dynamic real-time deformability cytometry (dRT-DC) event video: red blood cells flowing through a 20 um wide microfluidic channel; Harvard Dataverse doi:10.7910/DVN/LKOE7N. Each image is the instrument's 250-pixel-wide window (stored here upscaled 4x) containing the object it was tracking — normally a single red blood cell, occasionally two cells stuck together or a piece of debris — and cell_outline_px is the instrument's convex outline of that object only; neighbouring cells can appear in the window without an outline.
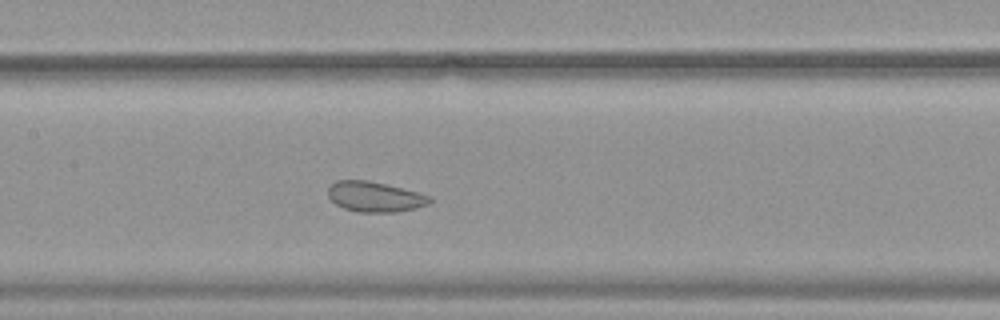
{"species": "common noctule bat (a hibernating species)", "species_latin": "Nyctalus noctula", "temperature_condition": "warm", "stored_images_in_passage": 48, "camera_frame_rate_fps": 3000, "um_per_image_px": 0.085, "animal": {"sex": "female", "body_mass_g": 19.9}, "frame": {"image": 1, "passage_image": 21, "time_ms": 6.667, "image_size_px": [1000, 320], "cell_outline_px": [[432, 200], [428, 204], [396, 212], [360, 212], [344, 208], [336, 204], [328, 196], [328, 188], [336, 180], [368, 180], [420, 192], [432, 196]], "centroid_in_image_um": [31.87, 16.71], "position_along_channel_um": 175.5, "area_um2": 17.86}}
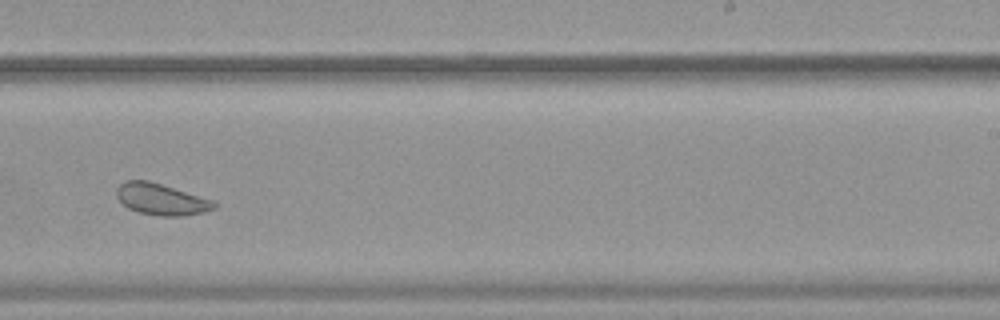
{"frame": {"image": 2, "passage_image": 29, "time_ms": 9.333, "image_size_px": [1000, 320], "cell_outline_px": [[216, 208], [204, 212], [184, 216], [160, 216], [140, 212], [128, 208], [116, 196], [116, 188], [124, 180], [148, 180], [212, 200], [216, 204]], "centroid_in_image_um": [13.68, 16.94], "position_along_channel_um": 275.3, "area_um2": 17.69}}
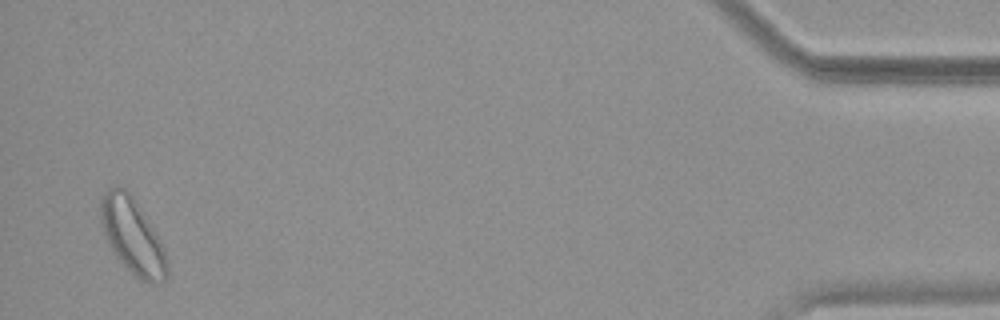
{"frame": {"image": 3, "passage_image": 47, "time_ms": 15.333, "image_size_px": [1000, 320], "cell_outline_px": [[168, 276], [164, 280], [152, 284], [148, 284], [140, 280], [112, 252], [104, 236], [100, 220], [100, 200], [104, 192], [108, 188], [124, 188], [132, 196], [140, 208], [156, 236], [164, 252], [168, 264]], "centroid_in_image_um": [11.22, 20.09], "position_along_channel_um": 424.0, "area_um2": 28.61}, "authors_computed_cell_mechanics": {"area_um2": 21.0681, "velocity_mm_per_s": 3.7647, "shape_relaxation_time_tau1_ms": null, "shape_relaxation_time_tau2_ms": 1.0685, "deformation_change_tau1": null, "deformation_change_tau2": 0.0751}}